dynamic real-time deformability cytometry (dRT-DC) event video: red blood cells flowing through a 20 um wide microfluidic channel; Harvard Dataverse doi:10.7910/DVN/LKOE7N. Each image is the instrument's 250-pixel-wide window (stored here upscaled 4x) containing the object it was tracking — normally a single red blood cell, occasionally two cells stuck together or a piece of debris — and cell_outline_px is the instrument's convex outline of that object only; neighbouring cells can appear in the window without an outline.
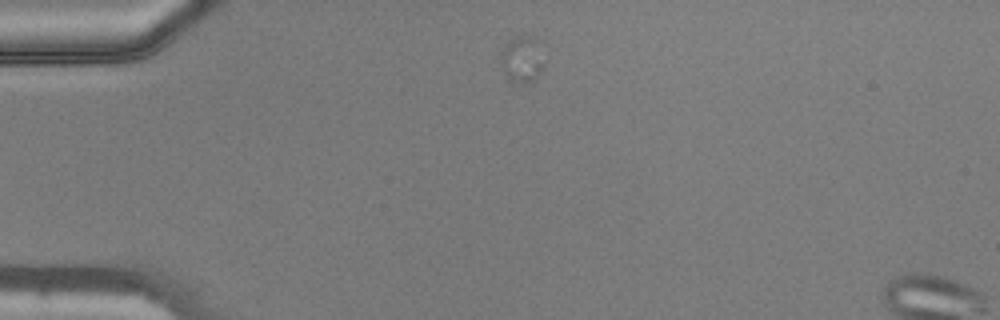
{"species": "common noctule bat (a hibernating species)", "species_latin": "Nyctalus noctula", "temperature_condition": "warm", "stored_images_in_passage": 14, "camera_frame_rate_fps": 3000, "um_per_image_px": 0.085, "animal": {"sex": "male", "body_mass_g": 20.5, "forearm_length_mm": 52.5}, "frame": {"image": 1, "passage_image": 1, "time_ms": 0.0, "image_size_px": [1000, 320], "cell_outline_px": [[544, 68], [532, 80], [524, 84], [520, 84], [508, 80], [504, 76], [500, 56], [504, 48], [516, 36], [536, 36], [544, 64]], "centroid_in_image_um": [44.37, 5.07], "position_along_channel_um": 40.6, "area_um2": 11.62}}